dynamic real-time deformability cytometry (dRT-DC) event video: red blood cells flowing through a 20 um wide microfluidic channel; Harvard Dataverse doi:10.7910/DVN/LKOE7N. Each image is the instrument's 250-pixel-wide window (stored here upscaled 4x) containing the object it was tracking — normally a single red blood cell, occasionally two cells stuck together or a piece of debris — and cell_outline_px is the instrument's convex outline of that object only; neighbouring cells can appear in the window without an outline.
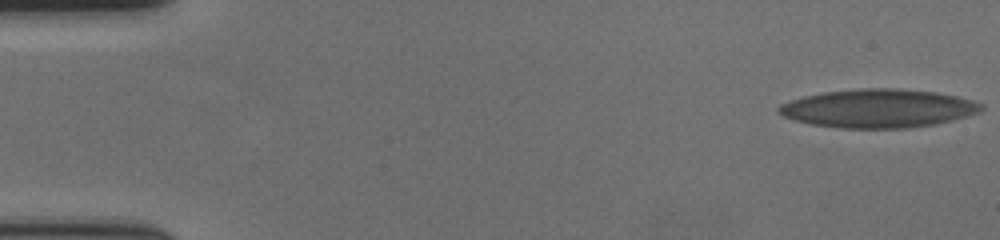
{"species": "human", "species_latin": "Homo sapiens", "temperature_condition": "cold", "stored_images_in_passage": 59, "camera_frame_rate_fps": 3000, "um_per_image_px": 0.085, "donor": {"sex": "female"}, "frame": {"image": 1, "passage_image": 1, "time_ms": 0.0, "image_size_px": [1000, 240], "cell_outline_px": [[984, 108], [980, 112], [952, 120], [936, 124], [904, 128], [840, 128], [812, 124], [796, 120], [784, 116], [776, 112], [776, 108], [780, 104], [804, 96], [824, 92], [864, 88], [892, 88], [936, 92], [956, 96], [972, 100], [984, 104]], "centroid_in_image_um": [74.66, 9.21], "position_along_channel_um": 10.3, "area_um2": 45.32}}
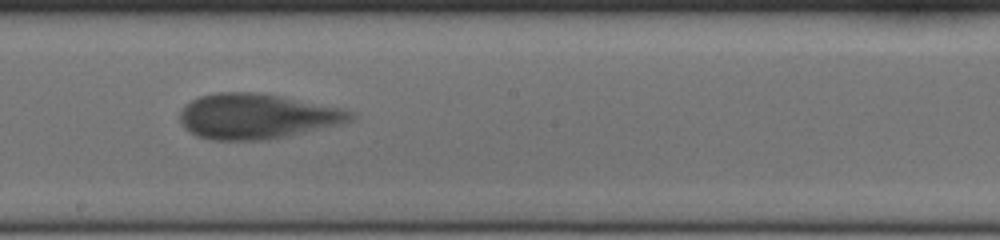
{"frame": {"image": 2, "passage_image": 33, "time_ms": 10.667, "image_size_px": [1000, 240], "cell_outline_px": [[356, 116], [340, 124], [268, 140], [212, 140], [196, 136], [188, 132], [184, 128], [180, 120], [180, 112], [184, 104], [200, 96], [216, 92], [260, 92], [340, 108], [352, 112]], "centroid_in_image_um": [21.75, 9.89], "position_along_channel_um": 226.4, "area_um2": 44.8}}
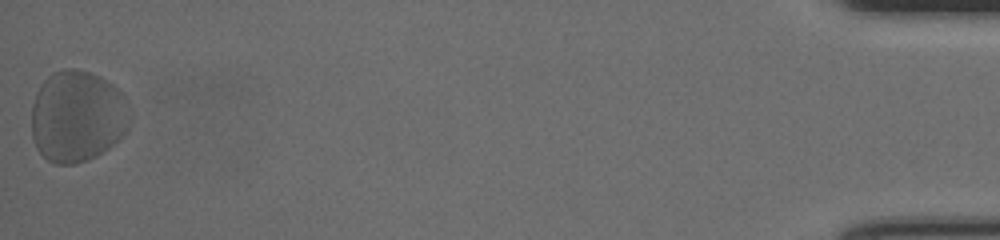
{"frame": {"image": 3, "passage_image": 59, "time_ms": 19.333, "image_size_px": [1000, 240], "cell_outline_px": [[128, 128], [104, 152], [88, 160], [76, 164], [56, 164], [48, 160], [36, 148], [32, 136], [32, 104], [36, 92], [40, 84], [52, 72], [64, 68], [76, 68], [100, 76], [112, 84], [124, 96], [128, 104]], "centroid_in_image_um": [6.54, 9.88], "position_along_channel_um": 428.7, "area_um2": 52.66}, "authors_computed_cell_mechanics": {"area_um2": 44.795, "velocity_mm_per_s": 3.4501, "shape_relaxation_time_tau1_ms": 3.7941, "shape_relaxation_time_tau2_ms": 1.0527, "deformation_change_tau1": 0.1445, "deformation_change_tau2": 0.08}}